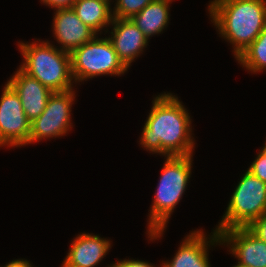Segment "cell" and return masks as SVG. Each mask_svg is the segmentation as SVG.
I'll return each instance as SVG.
<instances>
[{
	"instance_id": "cell-1",
	"label": "cell",
	"mask_w": 266,
	"mask_h": 267,
	"mask_svg": "<svg viewBox=\"0 0 266 267\" xmlns=\"http://www.w3.org/2000/svg\"><path fill=\"white\" fill-rule=\"evenodd\" d=\"M190 116L178 98L169 94L156 97L144 125L141 144L166 156L192 154Z\"/></svg>"
},
{
	"instance_id": "cell-2",
	"label": "cell",
	"mask_w": 266,
	"mask_h": 267,
	"mask_svg": "<svg viewBox=\"0 0 266 267\" xmlns=\"http://www.w3.org/2000/svg\"><path fill=\"white\" fill-rule=\"evenodd\" d=\"M266 1L215 0L209 6L213 22L222 36L235 45L236 58L266 26Z\"/></svg>"
},
{
	"instance_id": "cell-3",
	"label": "cell",
	"mask_w": 266,
	"mask_h": 267,
	"mask_svg": "<svg viewBox=\"0 0 266 267\" xmlns=\"http://www.w3.org/2000/svg\"><path fill=\"white\" fill-rule=\"evenodd\" d=\"M25 63L20 69L37 79L51 92H65L71 89L72 65L70 53L57 50L48 42L40 44H19Z\"/></svg>"
},
{
	"instance_id": "cell-4",
	"label": "cell",
	"mask_w": 266,
	"mask_h": 267,
	"mask_svg": "<svg viewBox=\"0 0 266 267\" xmlns=\"http://www.w3.org/2000/svg\"><path fill=\"white\" fill-rule=\"evenodd\" d=\"M191 156H167L151 209L149 234L157 238L180 201L191 173Z\"/></svg>"
},
{
	"instance_id": "cell-5",
	"label": "cell",
	"mask_w": 266,
	"mask_h": 267,
	"mask_svg": "<svg viewBox=\"0 0 266 267\" xmlns=\"http://www.w3.org/2000/svg\"><path fill=\"white\" fill-rule=\"evenodd\" d=\"M264 213H266V183L247 170L236 187L216 232L247 227Z\"/></svg>"
},
{
	"instance_id": "cell-6",
	"label": "cell",
	"mask_w": 266,
	"mask_h": 267,
	"mask_svg": "<svg viewBox=\"0 0 266 267\" xmlns=\"http://www.w3.org/2000/svg\"><path fill=\"white\" fill-rule=\"evenodd\" d=\"M70 55L72 75L76 81L102 74L120 75L127 70L108 38L94 37Z\"/></svg>"
},
{
	"instance_id": "cell-7",
	"label": "cell",
	"mask_w": 266,
	"mask_h": 267,
	"mask_svg": "<svg viewBox=\"0 0 266 267\" xmlns=\"http://www.w3.org/2000/svg\"><path fill=\"white\" fill-rule=\"evenodd\" d=\"M72 90L53 92L41 115L34 119L30 125L29 142L42 138L60 136L65 134L70 123L71 102L74 101Z\"/></svg>"
},
{
	"instance_id": "cell-8",
	"label": "cell",
	"mask_w": 266,
	"mask_h": 267,
	"mask_svg": "<svg viewBox=\"0 0 266 267\" xmlns=\"http://www.w3.org/2000/svg\"><path fill=\"white\" fill-rule=\"evenodd\" d=\"M31 122L20 98L7 83L0 100V145L22 146L29 142Z\"/></svg>"
},
{
	"instance_id": "cell-9",
	"label": "cell",
	"mask_w": 266,
	"mask_h": 267,
	"mask_svg": "<svg viewBox=\"0 0 266 267\" xmlns=\"http://www.w3.org/2000/svg\"><path fill=\"white\" fill-rule=\"evenodd\" d=\"M232 243V252L240 260L239 267H266V242L257 238L246 227L213 233L212 241Z\"/></svg>"
},
{
	"instance_id": "cell-10",
	"label": "cell",
	"mask_w": 266,
	"mask_h": 267,
	"mask_svg": "<svg viewBox=\"0 0 266 267\" xmlns=\"http://www.w3.org/2000/svg\"><path fill=\"white\" fill-rule=\"evenodd\" d=\"M54 34L62 50L72 53L95 37V32L85 25L72 8L57 9L54 17Z\"/></svg>"
},
{
	"instance_id": "cell-11",
	"label": "cell",
	"mask_w": 266,
	"mask_h": 267,
	"mask_svg": "<svg viewBox=\"0 0 266 267\" xmlns=\"http://www.w3.org/2000/svg\"><path fill=\"white\" fill-rule=\"evenodd\" d=\"M8 84L18 94L24 113L30 122L41 115L53 93L21 69L8 81Z\"/></svg>"
},
{
	"instance_id": "cell-12",
	"label": "cell",
	"mask_w": 266,
	"mask_h": 267,
	"mask_svg": "<svg viewBox=\"0 0 266 267\" xmlns=\"http://www.w3.org/2000/svg\"><path fill=\"white\" fill-rule=\"evenodd\" d=\"M113 37L108 38L118 58L128 68L134 58L147 45V38L131 19L113 18Z\"/></svg>"
},
{
	"instance_id": "cell-13",
	"label": "cell",
	"mask_w": 266,
	"mask_h": 267,
	"mask_svg": "<svg viewBox=\"0 0 266 267\" xmlns=\"http://www.w3.org/2000/svg\"><path fill=\"white\" fill-rule=\"evenodd\" d=\"M110 243L98 235L83 233L72 243L63 267H94L109 250Z\"/></svg>"
},
{
	"instance_id": "cell-14",
	"label": "cell",
	"mask_w": 266,
	"mask_h": 267,
	"mask_svg": "<svg viewBox=\"0 0 266 267\" xmlns=\"http://www.w3.org/2000/svg\"><path fill=\"white\" fill-rule=\"evenodd\" d=\"M206 239L200 231H195L181 244L176 256L163 267H210L206 251Z\"/></svg>"
},
{
	"instance_id": "cell-15",
	"label": "cell",
	"mask_w": 266,
	"mask_h": 267,
	"mask_svg": "<svg viewBox=\"0 0 266 267\" xmlns=\"http://www.w3.org/2000/svg\"><path fill=\"white\" fill-rule=\"evenodd\" d=\"M170 1L154 0L131 18L147 39L153 34L160 33L167 25Z\"/></svg>"
},
{
	"instance_id": "cell-16",
	"label": "cell",
	"mask_w": 266,
	"mask_h": 267,
	"mask_svg": "<svg viewBox=\"0 0 266 267\" xmlns=\"http://www.w3.org/2000/svg\"><path fill=\"white\" fill-rule=\"evenodd\" d=\"M109 6L103 0H76L72 9L85 25L97 33L113 20Z\"/></svg>"
},
{
	"instance_id": "cell-17",
	"label": "cell",
	"mask_w": 266,
	"mask_h": 267,
	"mask_svg": "<svg viewBox=\"0 0 266 267\" xmlns=\"http://www.w3.org/2000/svg\"><path fill=\"white\" fill-rule=\"evenodd\" d=\"M237 60L253 72L266 67V26L258 37L237 57Z\"/></svg>"
},
{
	"instance_id": "cell-18",
	"label": "cell",
	"mask_w": 266,
	"mask_h": 267,
	"mask_svg": "<svg viewBox=\"0 0 266 267\" xmlns=\"http://www.w3.org/2000/svg\"><path fill=\"white\" fill-rule=\"evenodd\" d=\"M154 0H117L113 18L131 19Z\"/></svg>"
},
{
	"instance_id": "cell-19",
	"label": "cell",
	"mask_w": 266,
	"mask_h": 267,
	"mask_svg": "<svg viewBox=\"0 0 266 267\" xmlns=\"http://www.w3.org/2000/svg\"><path fill=\"white\" fill-rule=\"evenodd\" d=\"M248 171L266 183V156L260 152Z\"/></svg>"
},
{
	"instance_id": "cell-20",
	"label": "cell",
	"mask_w": 266,
	"mask_h": 267,
	"mask_svg": "<svg viewBox=\"0 0 266 267\" xmlns=\"http://www.w3.org/2000/svg\"><path fill=\"white\" fill-rule=\"evenodd\" d=\"M257 238L266 242V213L246 227Z\"/></svg>"
},
{
	"instance_id": "cell-21",
	"label": "cell",
	"mask_w": 266,
	"mask_h": 267,
	"mask_svg": "<svg viewBox=\"0 0 266 267\" xmlns=\"http://www.w3.org/2000/svg\"><path fill=\"white\" fill-rule=\"evenodd\" d=\"M46 5H50L57 9H65V8H72L76 0H41Z\"/></svg>"
},
{
	"instance_id": "cell-22",
	"label": "cell",
	"mask_w": 266,
	"mask_h": 267,
	"mask_svg": "<svg viewBox=\"0 0 266 267\" xmlns=\"http://www.w3.org/2000/svg\"><path fill=\"white\" fill-rule=\"evenodd\" d=\"M111 267H153L147 262L139 260H123L121 262L113 264Z\"/></svg>"
},
{
	"instance_id": "cell-23",
	"label": "cell",
	"mask_w": 266,
	"mask_h": 267,
	"mask_svg": "<svg viewBox=\"0 0 266 267\" xmlns=\"http://www.w3.org/2000/svg\"><path fill=\"white\" fill-rule=\"evenodd\" d=\"M5 267H32L27 260H14L8 263Z\"/></svg>"
},
{
	"instance_id": "cell-24",
	"label": "cell",
	"mask_w": 266,
	"mask_h": 267,
	"mask_svg": "<svg viewBox=\"0 0 266 267\" xmlns=\"http://www.w3.org/2000/svg\"><path fill=\"white\" fill-rule=\"evenodd\" d=\"M261 152L266 156V145H265V147H263Z\"/></svg>"
}]
</instances>
